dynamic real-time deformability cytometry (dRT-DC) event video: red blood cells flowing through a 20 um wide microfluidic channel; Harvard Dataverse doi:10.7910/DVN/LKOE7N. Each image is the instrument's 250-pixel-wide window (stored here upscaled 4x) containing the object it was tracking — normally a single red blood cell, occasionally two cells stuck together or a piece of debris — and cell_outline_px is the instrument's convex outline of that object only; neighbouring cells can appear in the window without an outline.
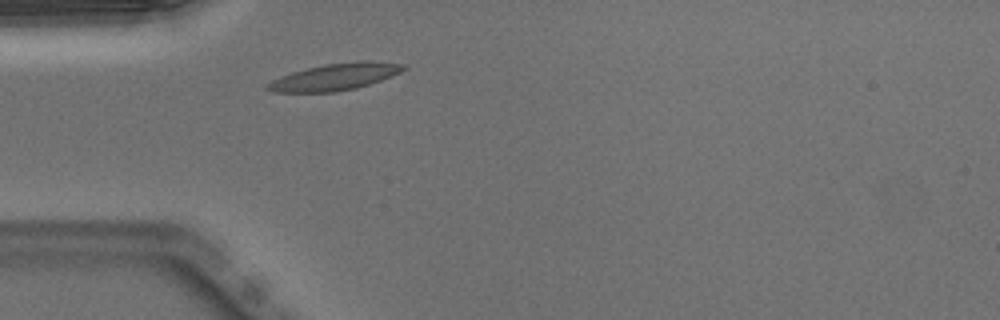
{"species": "Egyptian fruit bat (a non-hibernating species)", "species_latin": "Rousettus aegyptiacus", "temperature_condition": "warm", "stored_images_in_passage": 37, "camera_frame_rate_fps": 3000, "um_per_image_px": 0.085, "animal": {"sex": "male"}, "frame": {"image": 1, "passage_image": 1, "time_ms": 0.0, "image_size_px": [1000, 320], "cell_outline_px": [[408, 68], [392, 76], [356, 88], [332, 92], [272, 92], [264, 88], [264, 84], [272, 80], [292, 72], [324, 64], [408, 64]], "centroid_in_image_um": [28.32, 6.6], "position_along_channel_um": 56.7, "area_um2": 20.06}}
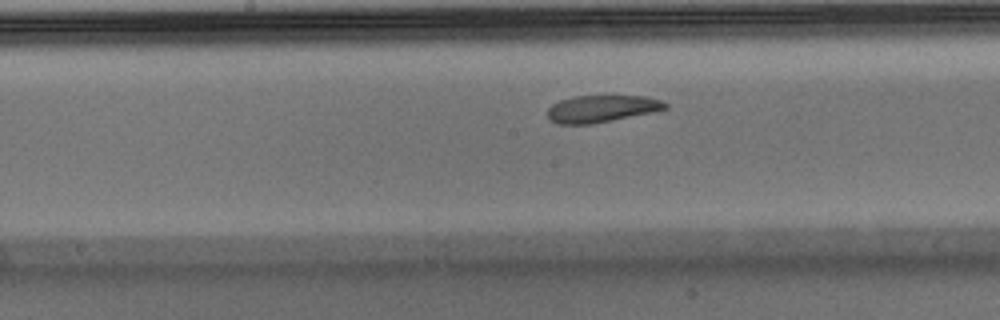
{"frame": {"image": 2, "passage_image": 12, "time_ms": 3.667, "image_size_px": [1000, 320], "cell_outline_px": [[668, 108], [612, 120], [592, 124], [560, 124], [548, 120], [548, 108], [552, 104], [560, 100], [572, 96], [644, 96], [660, 100], [668, 104]], "centroid_in_image_um": [51.08, 9.24], "position_along_channel_um": 197.1, "area_um2": 18.38}}
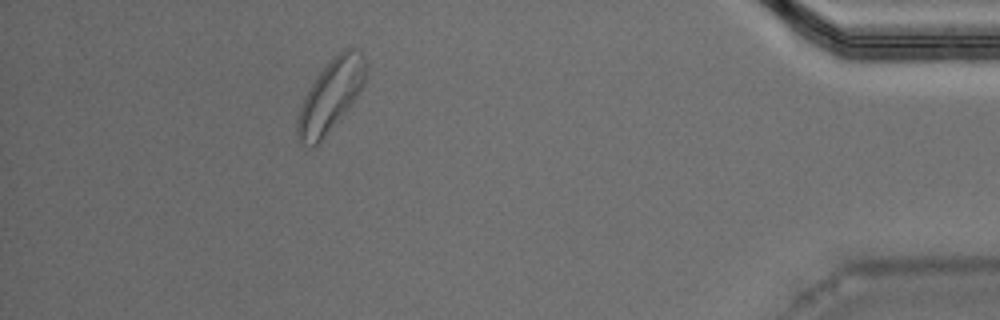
{"frame": {"image": 3, "passage_image": 32, "time_ms": 10.333, "image_size_px": [1000, 320], "cell_outline_px": [[368, 68], [364, 84], [352, 104], [324, 136], [316, 144], [300, 144], [296, 136], [296, 120], [304, 96], [316, 76], [332, 56], [344, 48], [352, 48], [360, 52], [364, 56], [368, 64]], "centroid_in_image_um": [28.12, 8.07], "position_along_channel_um": 407.1, "area_um2": 28.61}, "authors_computed_cell_mechanics": {"area_um2": 20.0566, "velocity_mm_per_s": 3.9294, "shape_relaxation_time_tau1_ms": 6.0426, "shape_relaxation_time_tau2_ms": 5.8615, "deformation_change_tau1": 0.1561, "deformation_change_tau2": 0.1477}}